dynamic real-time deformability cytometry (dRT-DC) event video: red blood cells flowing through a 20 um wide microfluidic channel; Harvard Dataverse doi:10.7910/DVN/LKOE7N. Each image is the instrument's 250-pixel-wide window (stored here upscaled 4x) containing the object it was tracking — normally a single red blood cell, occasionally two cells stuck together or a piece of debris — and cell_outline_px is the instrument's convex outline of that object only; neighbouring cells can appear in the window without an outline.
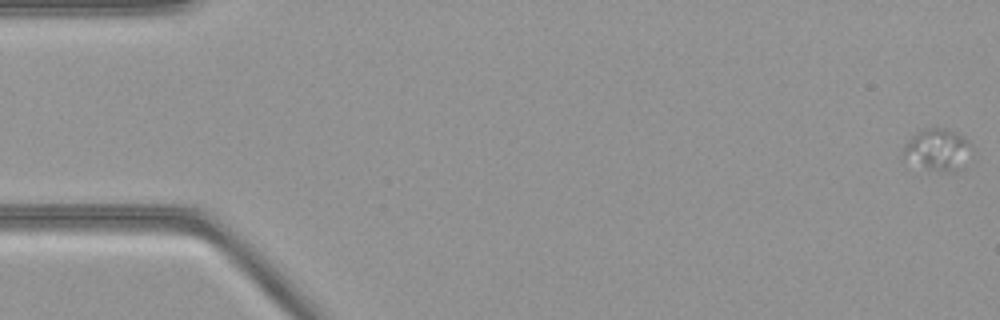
{"species": "common noctule bat (a hibernating species)", "species_latin": "Nyctalus noctula", "temperature_condition": "warm", "stored_images_in_passage": 53, "camera_frame_rate_fps": 3000, "um_per_image_px": 0.085, "animal": {"sex": "female", "body_mass_g": 21.9}, "frame": {"image": 1, "passage_image": 1, "time_ms": 0.0, "image_size_px": [1000, 320], "cell_outline_px": [[976, 160], [964, 168], [956, 172], [944, 172], [928, 168], [900, 160], [904, 144], [920, 128], [944, 128], [956, 132], [964, 136], [972, 144], [976, 152]], "centroid_in_image_um": [79.81, 12.76], "position_along_channel_um": 5.2, "area_um2": 18.09}}
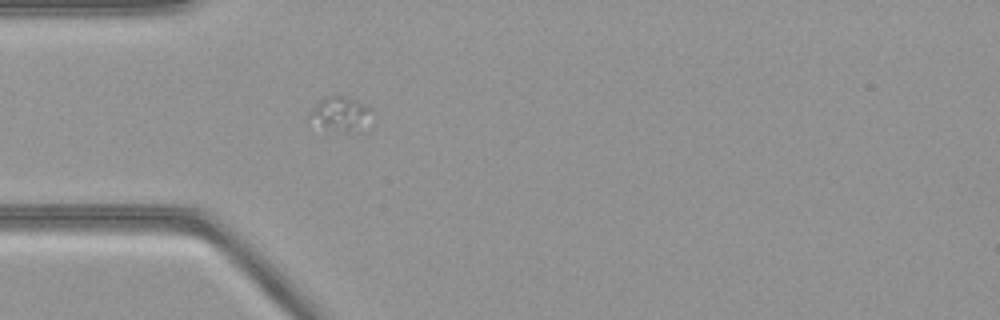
{"frame": {"image": 2, "passage_image": 16, "time_ms": 5.0, "image_size_px": [1000, 320], "cell_outline_px": [[372, 112], [360, 132], [344, 132], [324, 124], [308, 116], [308, 112], [324, 96], [344, 96], [356, 100], [372, 108]], "centroid_in_image_um": [29.01, 9.63], "position_along_channel_um": 56.0, "area_um2": 11.79}}
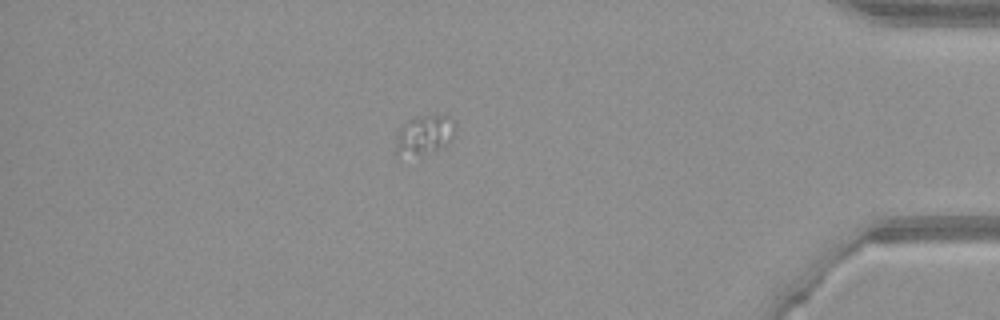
{"frame": {"image": 3, "passage_image": 46, "time_ms": 15.0, "image_size_px": [1000, 320], "cell_outline_px": [[456, 136], [452, 140], [440, 148], [420, 152], [396, 156], [396, 136], [400, 128], [408, 120], [420, 116], [448, 116], [456, 124]], "centroid_in_image_um": [36.11, 11.42], "position_along_channel_um": 399.1, "area_um2": 13.24}}